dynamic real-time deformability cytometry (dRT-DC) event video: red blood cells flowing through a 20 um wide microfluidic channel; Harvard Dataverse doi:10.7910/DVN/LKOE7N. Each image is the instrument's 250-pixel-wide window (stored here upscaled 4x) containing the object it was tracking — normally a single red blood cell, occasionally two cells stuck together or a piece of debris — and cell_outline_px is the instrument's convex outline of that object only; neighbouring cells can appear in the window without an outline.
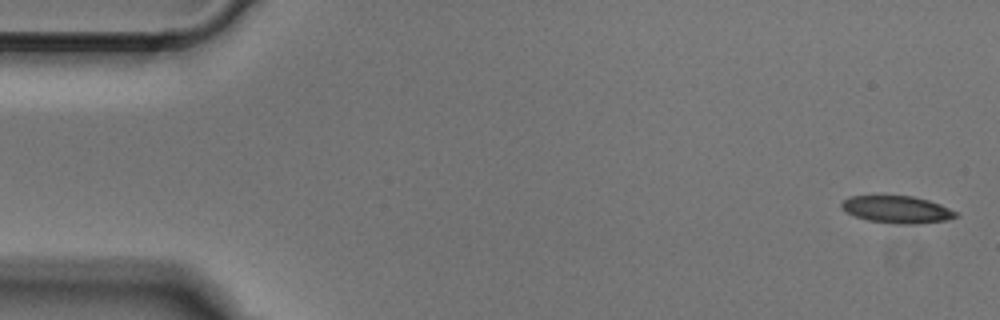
{"species": "Egyptian fruit bat (a non-hibernating species)", "species_latin": "Rousettus aegyptiacus", "temperature_condition": "cold", "stored_images_in_passage": 8, "camera_frame_rate_fps": 3000, "um_per_image_px": 0.085, "animal": {"sex": "male"}, "frame": {"image": 1, "passage_image": 1, "time_ms": 0.0, "image_size_px": [1000, 320], "cell_outline_px": [[960, 216], [948, 220], [916, 224], [896, 224], [868, 220], [856, 216], [840, 208], [840, 204], [848, 196], [912, 196], [928, 200], [940, 204], [960, 212]], "centroid_in_image_um": [76.31, 17.81], "position_along_channel_um": 8.7, "area_um2": 18.26}}